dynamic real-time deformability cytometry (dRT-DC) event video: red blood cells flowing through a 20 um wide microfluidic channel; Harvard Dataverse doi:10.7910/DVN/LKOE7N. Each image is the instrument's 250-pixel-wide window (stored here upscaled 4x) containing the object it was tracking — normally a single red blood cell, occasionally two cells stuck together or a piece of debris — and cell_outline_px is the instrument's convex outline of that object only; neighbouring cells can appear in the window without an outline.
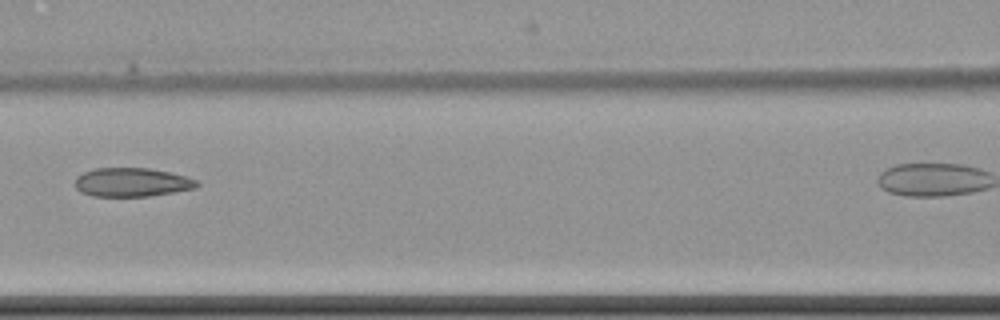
{"species": "common noctule bat (a hibernating species)", "species_latin": "Nyctalus noctula", "temperature_condition": "cold", "stored_images_in_passage": 10, "camera_frame_rate_fps": 3000, "um_per_image_px": 0.085, "animal": {"sex": "female", "body_mass_g": 22.7, "forearm_length_mm": 54.2}, "frame": {"image": 1, "passage_image": 7, "time_ms": 7.333, "image_size_px": [1000, 320], "cell_outline_px": [[200, 184], [196, 188], [148, 196], [92, 196], [80, 192], [76, 188], [76, 176], [84, 172], [96, 168], [148, 168], [188, 176], [196, 180]], "centroid_in_image_um": [11.21, 15.49], "position_along_channel_um": 155.4, "area_um2": 20.4}}
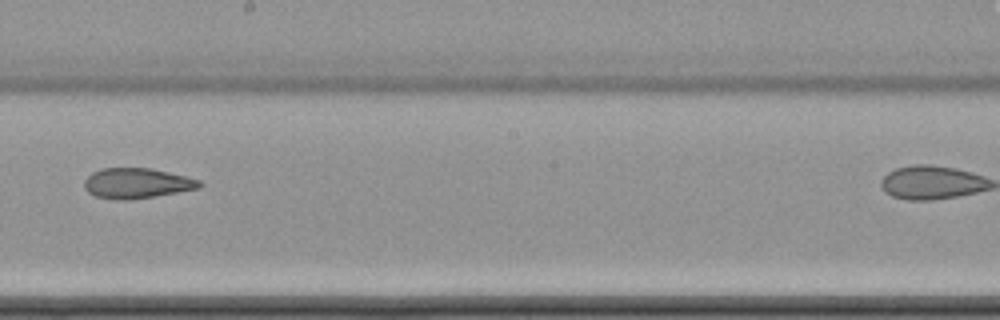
{"frame": {"image": 2, "passage_image": 9, "time_ms": 9.667, "image_size_px": [1000, 320], "cell_outline_px": [[204, 184], [200, 188], [156, 196], [124, 200], [116, 200], [96, 196], [88, 192], [84, 188], [84, 180], [92, 172], [104, 168], [152, 168], [188, 176], [200, 180]], "centroid_in_image_um": [11.66, 15.57], "position_along_channel_um": 236.5, "area_um2": 20.46}}